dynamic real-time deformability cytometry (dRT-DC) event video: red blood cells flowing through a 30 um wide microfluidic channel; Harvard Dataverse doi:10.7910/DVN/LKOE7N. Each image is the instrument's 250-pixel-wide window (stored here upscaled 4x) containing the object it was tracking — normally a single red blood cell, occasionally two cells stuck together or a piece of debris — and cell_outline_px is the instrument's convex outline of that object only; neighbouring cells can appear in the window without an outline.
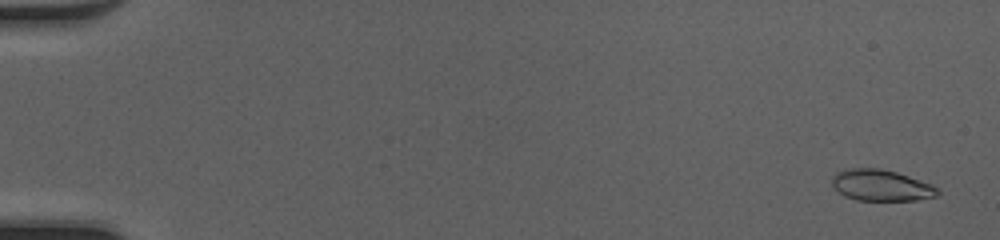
{"species": "common noctule bat (a hibernating species)", "species_latin": "Nyctalus noctula", "temperature_condition": "cold", "stored_images_in_passage": 50, "camera_frame_rate_fps": 3000, "um_per_image_px": 0.085, "animal": {"sex": "female", "body_mass_g": 20.0, "forearm_length_mm": 54.0}, "frame": {"image": 1, "passage_image": 2, "time_ms": 0.333, "image_size_px": [1000, 240], "cell_outline_px": [[940, 192], [936, 196], [916, 200], [856, 200], [844, 196], [832, 184], [832, 176], [836, 172], [844, 168], [880, 168], [896, 172], [932, 184], [940, 188]], "centroid_in_image_um": [74.9, 15.74], "position_along_channel_um": 10.1, "area_um2": 19.31}}
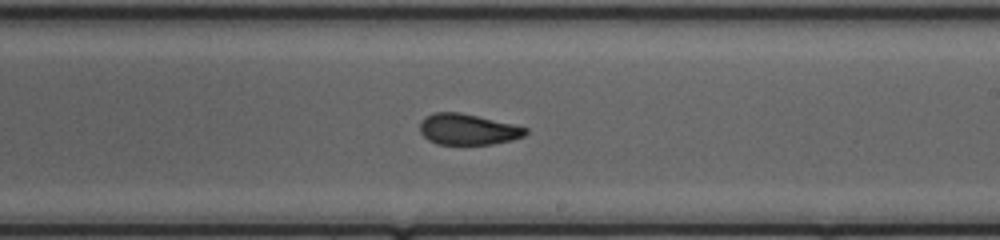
{"frame": {"image": 2, "passage_image": 31, "time_ms": 10.0, "image_size_px": [1000, 240], "cell_outline_px": [[528, 132], [524, 136], [512, 140], [492, 144], [436, 144], [428, 140], [420, 132], [420, 120], [424, 116], [436, 112], [460, 112], [512, 124], [528, 128]], "centroid_in_image_um": [39.74, 10.99], "position_along_channel_um": 249.3, "area_um2": 19.07}}
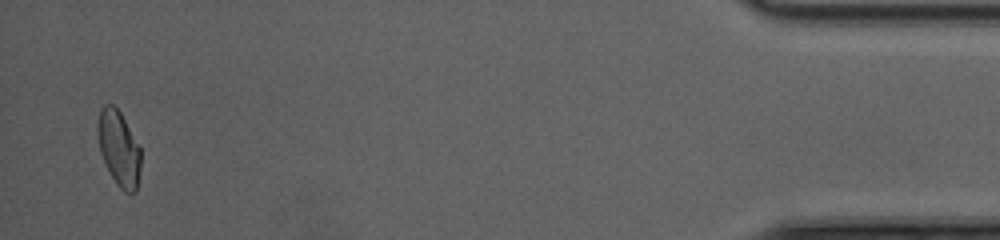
{"frame": {"image": 3, "passage_image": 49, "time_ms": 16.0, "image_size_px": [1000, 240], "cell_outline_px": [[140, 168], [136, 192], [124, 192], [116, 184], [100, 152], [96, 132], [96, 128], [100, 108], [104, 104], [112, 104], [120, 112], [140, 148]], "centroid_in_image_um": [10.08, 12.59], "position_along_channel_um": 425.1, "area_um2": 18.73}, "authors_computed_cell_mechanics": {"area_um2": 19.5364, "velocity_mm_per_s": 4.2197, "shape_relaxation_time_tau1_ms": null, "shape_relaxation_time_tau2_ms": 1.9306, "deformation_change_tau1": null, "deformation_change_tau2": 0.0724}}